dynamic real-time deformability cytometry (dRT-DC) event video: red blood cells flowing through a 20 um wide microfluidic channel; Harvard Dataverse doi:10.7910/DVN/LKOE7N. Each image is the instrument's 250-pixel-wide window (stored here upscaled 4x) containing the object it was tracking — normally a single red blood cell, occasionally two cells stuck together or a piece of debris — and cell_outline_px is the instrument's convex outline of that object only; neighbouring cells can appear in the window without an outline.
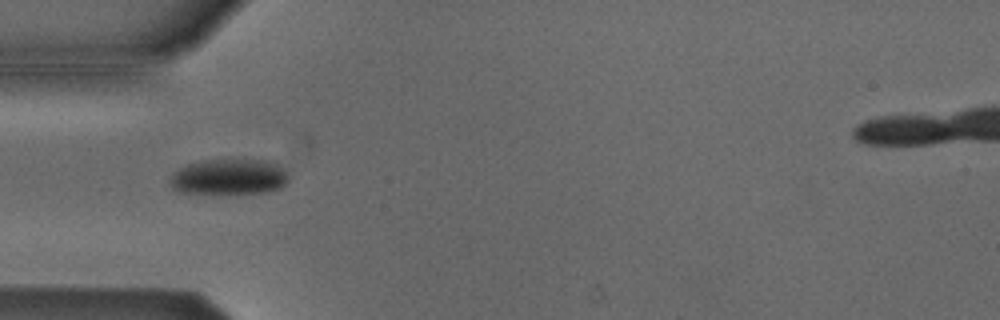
{"species": "Egyptian fruit bat (a non-hibernating species)", "species_latin": "Rousettus aegyptiacus", "temperature_condition": "cold", "stored_images_in_passage": 45, "camera_frame_rate_fps": 3000, "um_per_image_px": 0.085, "animal": {"sex": "male"}, "frame": {"image": 1, "passage_image": 11, "time_ms": 3.333, "image_size_px": [1000, 320], "cell_outline_px": [[288, 180], [280, 188], [268, 192], [180, 192], [172, 188], [172, 172], [188, 164], [200, 160], [268, 160], [276, 164], [288, 176]], "centroid_in_image_um": [19.47, 15.01], "position_along_channel_um": 65.5, "area_um2": 23.99}}
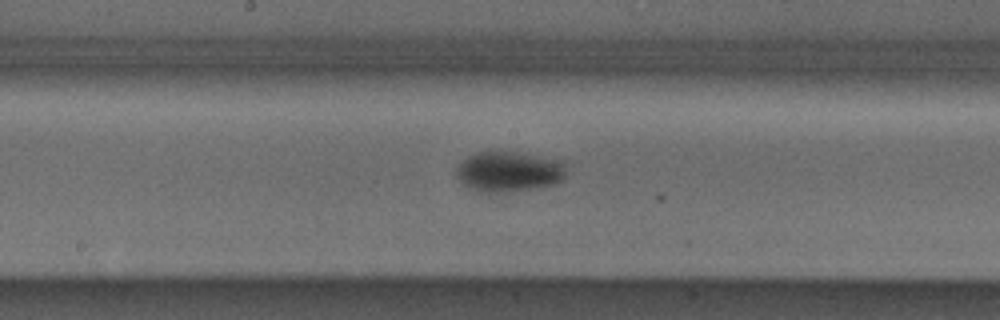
{"frame": {"image": 2, "passage_image": 22, "time_ms": 7.0, "image_size_px": [1000, 320], "cell_outline_px": [[564, 176], [556, 184], [528, 188], [496, 192], [480, 192], [464, 184], [456, 176], [456, 168], [468, 156], [480, 152], [512, 152], [532, 156], [564, 164]], "centroid_in_image_um": [43.16, 14.6], "position_along_channel_um": 205.0, "area_um2": 24.51}}
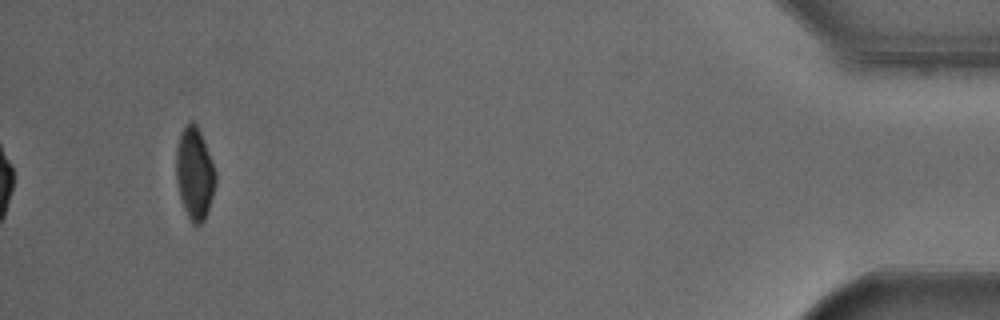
{"frame": {"image": 3, "passage_image": 45, "time_ms": 14.667, "image_size_px": [1000, 320], "cell_outline_px": [[216, 180], [208, 212], [204, 220], [200, 224], [192, 224], [184, 208], [176, 184], [176, 148], [180, 132], [184, 124], [192, 120], [196, 124], [200, 132], [216, 172]], "centroid_in_image_um": [16.52, 14.72], "position_along_channel_um": 418.7, "area_um2": 21.15}, "authors_computed_cell_mechanics": {"area_um2": 24.0448, "velocity_mm_per_s": 3.8123, "shape_relaxation_time_tau1_ms": 2.9723, "shape_relaxation_time_tau2_ms": null, "deformation_change_tau1": 0.082, "deformation_change_tau2": null}}